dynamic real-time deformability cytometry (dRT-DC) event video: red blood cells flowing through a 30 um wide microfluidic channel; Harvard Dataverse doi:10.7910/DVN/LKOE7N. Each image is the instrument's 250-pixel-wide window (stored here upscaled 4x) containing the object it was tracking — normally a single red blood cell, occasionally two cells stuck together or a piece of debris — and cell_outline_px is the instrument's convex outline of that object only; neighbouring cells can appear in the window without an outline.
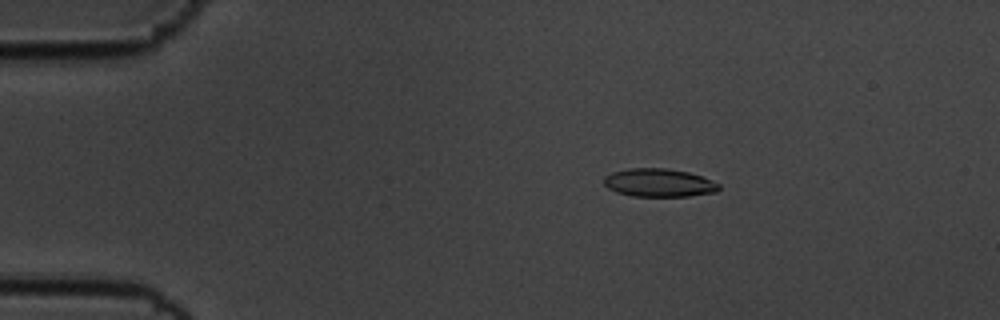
{"species": "common noctule bat (a hibernating species)", "species_latin": "Nyctalus noctula", "temperature_condition": "cold", "stored_images_in_passage": 57, "camera_frame_rate_fps": 3000, "um_per_image_px": 0.085, "animal": {"sex": "male", "body_mass_g": 19.5, "forearm_length_mm": 54.6}, "frame": {"image": 1, "passage_image": 11, "time_ms": 3.333, "image_size_px": [1000, 320], "cell_outline_px": [[720, 188], [716, 192], [688, 196], [632, 196], [616, 192], [608, 188], [604, 184], [604, 176], [612, 172], [628, 168], [664, 168], [688, 172], [712, 180], [720, 184]], "centroid_in_image_um": [56.0, 15.53], "position_along_channel_um": 29.0, "area_um2": 18.9}}
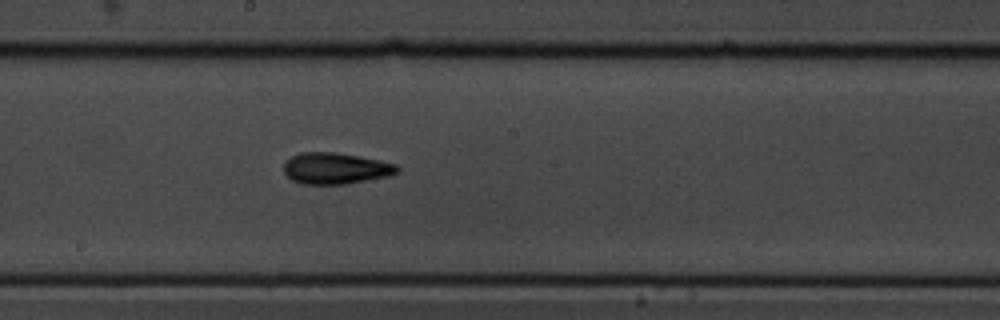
{"frame": {"image": 2, "passage_image": 32, "time_ms": 10.333, "image_size_px": [1000, 320], "cell_outline_px": [[400, 168], [396, 172], [388, 176], [344, 184], [304, 184], [292, 180], [284, 172], [284, 160], [300, 152], [336, 152], [360, 156], [380, 160], [396, 164]], "centroid_in_image_um": [28.5, 14.3], "position_along_channel_um": 219.7, "area_um2": 20.69}}
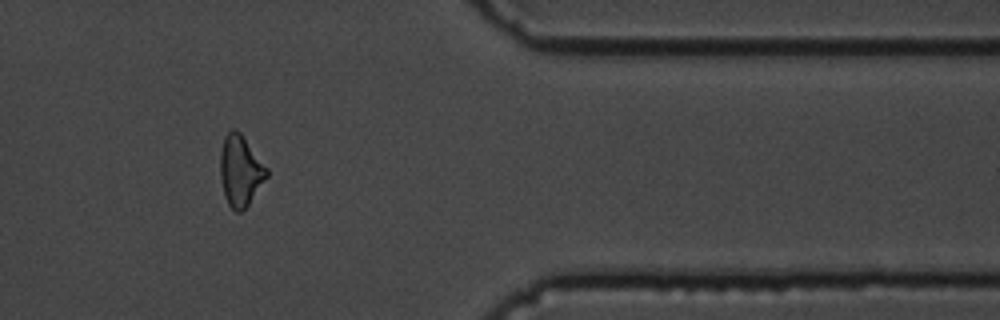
{"frame": {"image": 3, "passage_image": 48, "time_ms": 15.667, "image_size_px": [1000, 320], "cell_outline_px": [[268, 176], [248, 204], [240, 212], [236, 212], [228, 204], [224, 196], [220, 176], [220, 152], [224, 136], [232, 128], [240, 132], [268, 168]], "centroid_in_image_um": [20.42, 14.5], "position_along_channel_um": 391.0, "area_um2": 19.13}, "authors_computed_cell_mechanics": {"area_um2": 19.3052, "velocity_mm_per_s": 3.5729, "shape_relaxation_time_tau1_ms": 3.3581, "shape_relaxation_time_tau2_ms": 3.6146, "deformation_change_tau1": 0.1298, "deformation_change_tau2": 0.1165}}